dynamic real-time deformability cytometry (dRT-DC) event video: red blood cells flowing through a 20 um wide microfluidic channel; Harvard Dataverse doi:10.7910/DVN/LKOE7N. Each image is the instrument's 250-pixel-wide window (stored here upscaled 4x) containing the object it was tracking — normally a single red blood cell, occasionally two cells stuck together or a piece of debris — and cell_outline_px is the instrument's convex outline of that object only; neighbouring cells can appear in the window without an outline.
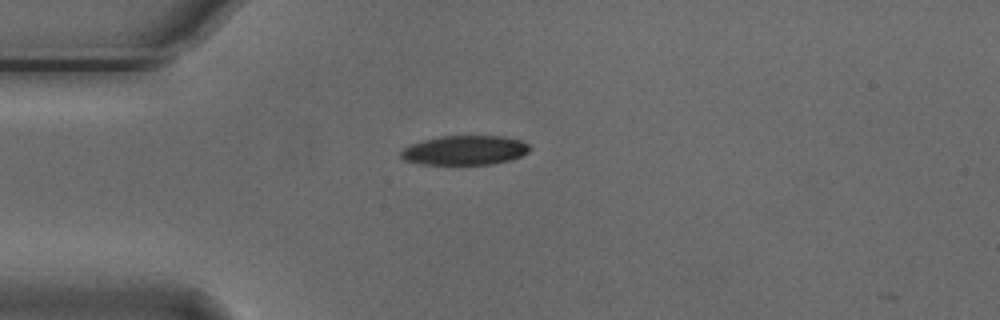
{"species": "Egyptian fruit bat (a non-hibernating species)", "species_latin": "Rousettus aegyptiacus", "temperature_condition": "cold", "stored_images_in_passage": 41, "camera_frame_rate_fps": 3000, "um_per_image_px": 0.085, "animal": {"sex": "male"}, "frame": {"image": 1, "passage_image": 1, "time_ms": 0.0, "image_size_px": [1000, 320], "cell_outline_px": [[532, 148], [528, 152], [512, 160], [492, 164], [420, 164], [404, 160], [400, 156], [400, 152], [404, 148], [412, 144], [424, 140], [440, 136], [504, 136], [520, 140], [528, 144]], "centroid_in_image_um": [39.53, 12.77], "position_along_channel_um": 45.5, "area_um2": 22.08}}
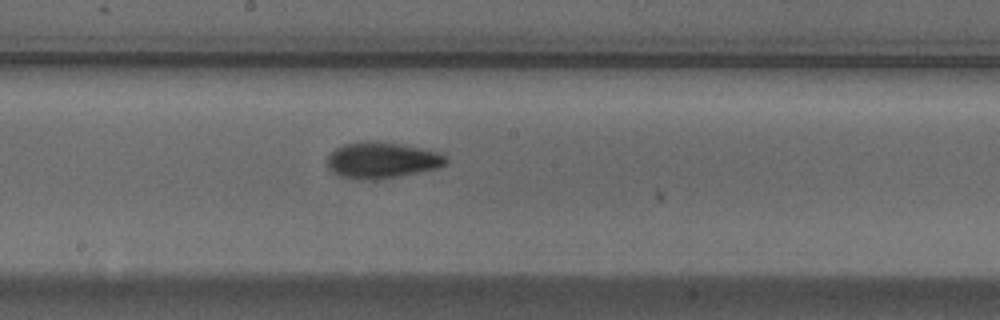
{"frame": {"image": 2, "passage_image": 16, "time_ms": 5.0, "image_size_px": [1000, 320], "cell_outline_px": [[448, 160], [444, 164], [436, 168], [396, 176], [340, 176], [332, 172], [328, 168], [328, 156], [336, 148], [344, 144], [368, 140], [376, 140], [404, 144], [440, 152], [448, 156]], "centroid_in_image_um": [32.51, 13.53], "position_along_channel_um": 215.7, "area_um2": 24.1}}
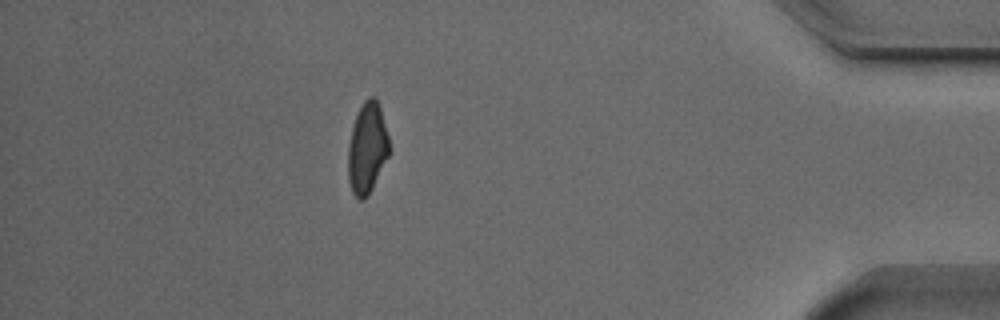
{"frame": {"image": 3, "passage_image": 35, "time_ms": 11.333, "image_size_px": [1000, 320], "cell_outline_px": [[388, 156], [368, 196], [364, 200], [360, 200], [352, 192], [348, 180], [348, 144], [352, 128], [356, 116], [364, 100], [368, 96], [376, 96], [380, 104], [388, 136]], "centroid_in_image_um": [31.2, 12.57], "position_along_channel_um": 404.0, "area_um2": 21.73}, "authors_computed_cell_mechanics": {"area_um2": 22.8888, "velocity_mm_per_s": 3.7483, "shape_relaxation_time_tau1_ms": 3.6258, "shape_relaxation_time_tau2_ms": 4.0902, "deformation_change_tau1": 0.1306, "deformation_change_tau2": 0.1117}}